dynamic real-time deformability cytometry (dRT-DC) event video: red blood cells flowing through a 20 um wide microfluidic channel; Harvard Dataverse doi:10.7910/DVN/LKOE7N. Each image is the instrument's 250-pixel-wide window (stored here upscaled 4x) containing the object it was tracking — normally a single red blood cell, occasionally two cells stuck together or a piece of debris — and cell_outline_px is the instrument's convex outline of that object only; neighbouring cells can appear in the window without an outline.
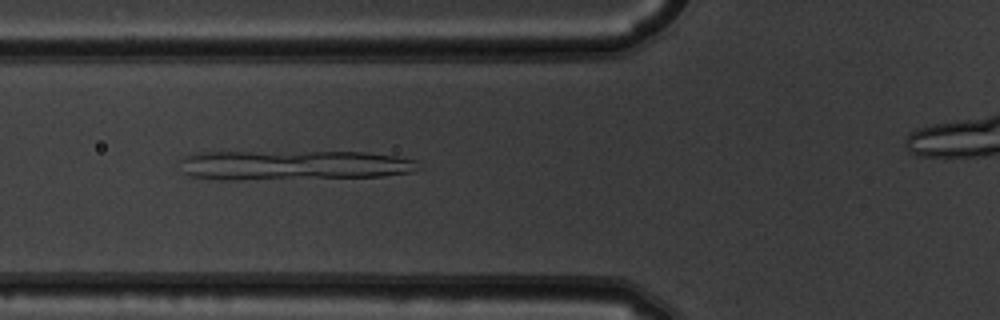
{"species": "common noctule bat (a hibernating species)", "species_latin": "Nyctalus noctula", "temperature_condition": "warm", "stored_images_in_passage": 39, "camera_frame_rate_fps": 3000, "um_per_image_px": 0.085, "animal": {"sex": "male", "body_mass_g": 19.5, "forearm_length_mm": 54.6}, "frame": {"image": 1, "passage_image": 12, "time_ms": 3.667, "image_size_px": [1000, 320], "cell_outline_px": [[420, 168], [412, 172], [380, 176], [240, 180], [220, 180], [188, 176], [184, 172], [180, 160], [184, 156], [192, 152], [368, 152], [396, 156], [416, 160]], "centroid_in_image_um": [24.91, 14.04], "position_along_channel_um": 100.9, "area_um2": 41.62}}
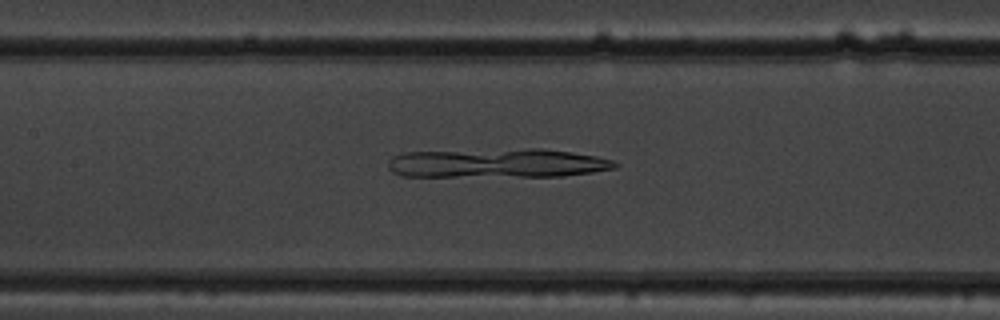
{"frame": {"image": 2, "passage_image": 17, "time_ms": 5.333, "image_size_px": [1000, 320], "cell_outline_px": [[620, 164], [616, 168], [592, 172], [560, 176], [400, 176], [392, 172], [388, 168], [388, 160], [392, 156], [400, 152], [528, 148], [540, 148], [572, 152], [596, 156], [612, 160]], "centroid_in_image_um": [42.24, 13.86], "position_along_channel_um": 165.2, "area_um2": 38.9}}
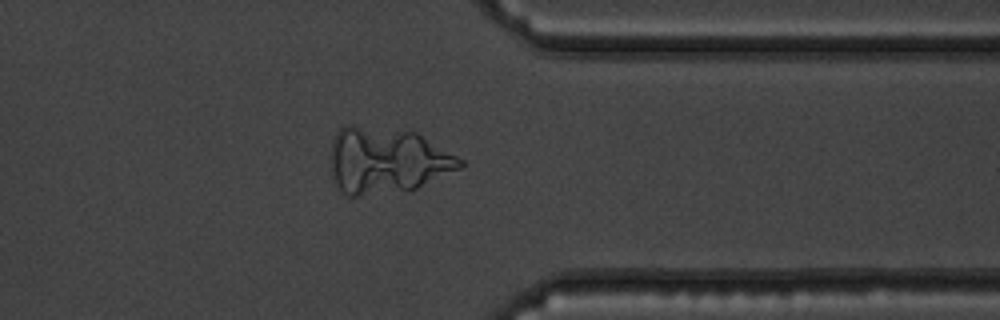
{"frame": {"image": 3, "passage_image": 34, "time_ms": 11.0, "image_size_px": [1000, 320], "cell_outline_px": [[464, 164], [460, 168], [408, 192], [360, 196], [348, 196], [340, 192], [336, 188], [332, 176], [332, 140], [336, 132], [340, 128], [348, 124], [352, 124], [416, 132], [464, 160]], "centroid_in_image_um": [32.85, 13.66], "position_along_channel_um": 378.5, "area_um2": 50.29}}